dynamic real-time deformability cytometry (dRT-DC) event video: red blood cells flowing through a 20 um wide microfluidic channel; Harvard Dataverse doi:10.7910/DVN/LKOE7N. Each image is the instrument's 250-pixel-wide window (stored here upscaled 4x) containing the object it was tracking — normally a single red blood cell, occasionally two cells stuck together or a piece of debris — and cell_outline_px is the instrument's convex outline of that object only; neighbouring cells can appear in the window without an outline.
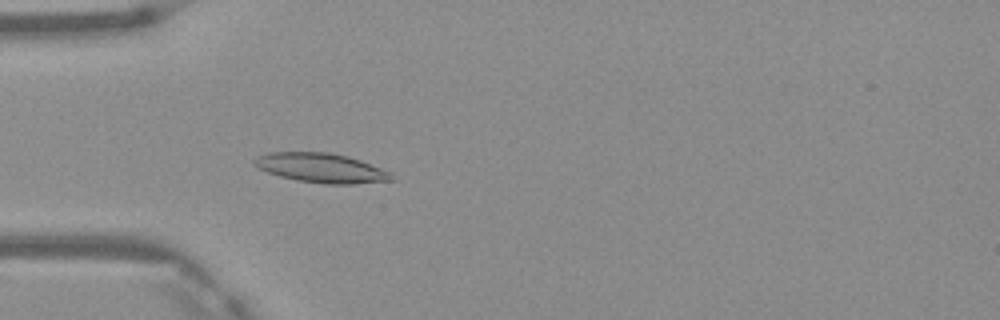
{"species": "Egyptian fruit bat (a non-hibernating species)", "species_latin": "Rousettus aegyptiacus", "temperature_condition": "warm", "stored_images_in_passage": 3, "camera_frame_rate_fps": 3000, "um_per_image_px": 0.085, "frame": {"image": 1, "passage_image": 3, "time_ms": 0.667, "image_size_px": [1000, 320], "cell_outline_px": [[396, 180], [352, 184], [324, 184], [300, 180], [280, 176], [256, 168], [252, 164], [252, 160], [256, 156], [268, 152], [328, 152], [348, 156], [360, 160], [392, 172]], "centroid_in_image_um": [27.3, 14.27], "position_along_channel_um": 57.7, "area_um2": 23.76}}